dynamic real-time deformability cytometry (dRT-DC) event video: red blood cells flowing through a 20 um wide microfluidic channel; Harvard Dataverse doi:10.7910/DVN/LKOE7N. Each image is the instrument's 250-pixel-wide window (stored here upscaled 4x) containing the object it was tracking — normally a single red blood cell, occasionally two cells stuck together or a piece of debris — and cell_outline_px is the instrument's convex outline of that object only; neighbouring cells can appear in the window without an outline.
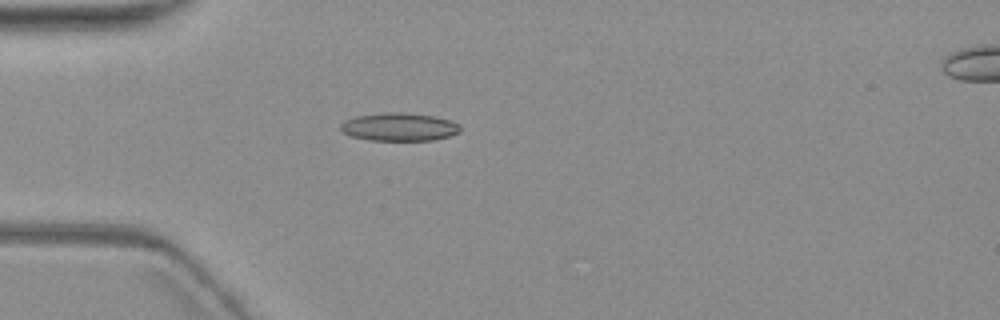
{"species": "common noctule bat (a hibernating species)", "species_latin": "Nyctalus noctula", "temperature_condition": "warm", "stored_images_in_passage": 5, "camera_frame_rate_fps": 3000, "um_per_image_px": 0.085, "animal": {"sex": "female", "body_mass_g": 19.3, "forearm_length_mm": 54.1}, "frame": {"image": 1, "passage_image": 5, "time_ms": 4.667, "image_size_px": [1000, 320], "cell_outline_px": [[460, 132], [448, 136], [432, 140], [368, 140], [352, 136], [344, 132], [340, 128], [340, 124], [344, 120], [356, 116], [384, 112], [400, 112], [432, 116], [448, 120], [460, 124]], "centroid_in_image_um": [33.91, 10.78], "position_along_channel_um": 51.1, "area_um2": 19.42}}